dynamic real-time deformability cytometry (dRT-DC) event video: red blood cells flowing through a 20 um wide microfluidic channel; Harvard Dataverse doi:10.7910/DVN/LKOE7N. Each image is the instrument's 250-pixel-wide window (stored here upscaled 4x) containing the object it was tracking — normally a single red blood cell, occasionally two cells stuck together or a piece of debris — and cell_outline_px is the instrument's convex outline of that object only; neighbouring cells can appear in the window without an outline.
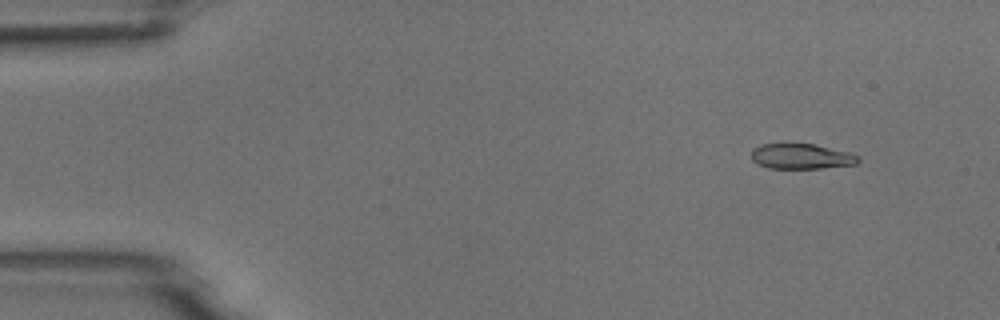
{"species": "common noctule bat (a hibernating species)", "species_latin": "Nyctalus noctula", "temperature_condition": "room temperature", "stored_images_in_passage": 6, "camera_frame_rate_fps": 3000, "um_per_image_px": 0.085, "animal": {"sex": "male", "body_mass_g": 18.8}, "frame": {"image": 1, "passage_image": 2, "time_ms": 0.333, "image_size_px": [1000, 320], "cell_outline_px": [[860, 160], [856, 164], [820, 168], [768, 168], [756, 164], [752, 160], [752, 148], [760, 144], [784, 140], [812, 144], [848, 152], [860, 156]], "centroid_in_image_um": [68.02, 13.24], "position_along_channel_um": 17.0, "area_um2": 16.42}}
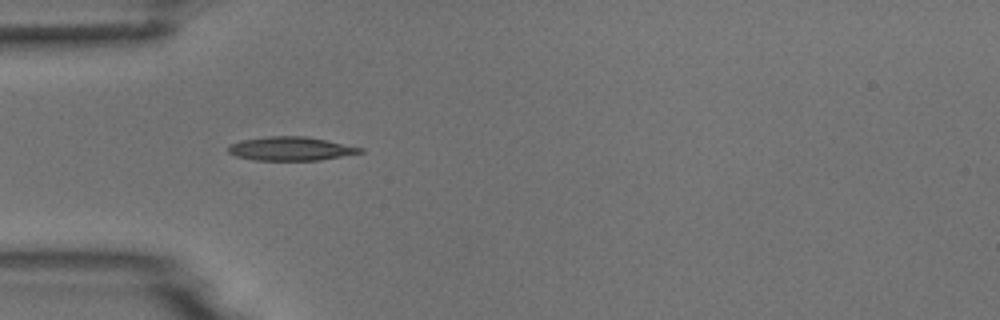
{"frame": {"image": 2, "passage_image": 5, "time_ms": 1.333, "image_size_px": [1000, 320], "cell_outline_px": [[364, 152], [320, 160], [256, 160], [236, 156], [228, 152], [228, 144], [240, 140], [268, 136], [304, 136], [364, 148]], "centroid_in_image_um": [24.68, 12.63], "position_along_channel_um": 60.3, "area_um2": 18.15}}
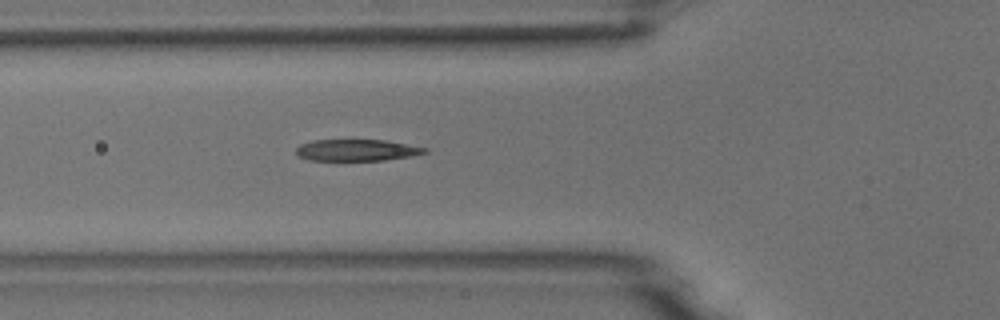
{"frame": {"image": 3, "passage_image": 6, "time_ms": 1.667, "image_size_px": [1000, 320], "cell_outline_px": [[428, 152], [412, 156], [384, 160], [308, 160], [296, 156], [296, 148], [300, 144], [312, 140], [384, 140], [428, 148]], "centroid_in_image_um": [30.29, 12.76], "position_along_channel_um": 95.5, "area_um2": 16.18}}